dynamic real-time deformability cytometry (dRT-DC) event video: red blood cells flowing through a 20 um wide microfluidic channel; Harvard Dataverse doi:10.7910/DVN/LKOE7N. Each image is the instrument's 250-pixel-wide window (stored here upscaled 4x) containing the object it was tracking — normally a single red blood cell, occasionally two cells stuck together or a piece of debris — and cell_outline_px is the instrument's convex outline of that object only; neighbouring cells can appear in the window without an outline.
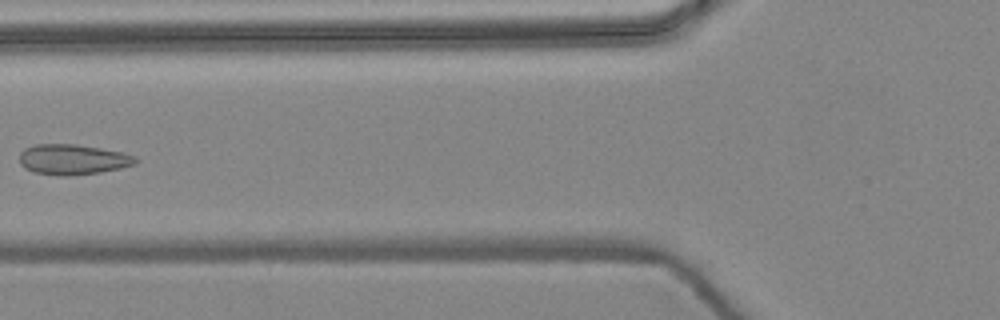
{"species": "common noctule bat (a hibernating species)", "species_latin": "Nyctalus noctula", "temperature_condition": "warm", "stored_images_in_passage": 3, "camera_frame_rate_fps": 3000, "um_per_image_px": 0.085, "animal": {"sex": "female", "body_mass_g": 24.6, "forearm_length_mm": 56.2}, "frame": {"image": 1, "passage_image": 3, "time_ms": 0.667, "image_size_px": [1000, 320], "cell_outline_px": [[140, 160], [136, 164], [120, 168], [100, 172], [72, 176], [60, 176], [32, 172], [24, 168], [20, 164], [20, 152], [24, 148], [36, 144], [76, 144], [100, 148], [120, 152], [136, 156]], "centroid_in_image_um": [6.18, 13.56], "position_along_channel_um": 119.6, "area_um2": 20.75}}